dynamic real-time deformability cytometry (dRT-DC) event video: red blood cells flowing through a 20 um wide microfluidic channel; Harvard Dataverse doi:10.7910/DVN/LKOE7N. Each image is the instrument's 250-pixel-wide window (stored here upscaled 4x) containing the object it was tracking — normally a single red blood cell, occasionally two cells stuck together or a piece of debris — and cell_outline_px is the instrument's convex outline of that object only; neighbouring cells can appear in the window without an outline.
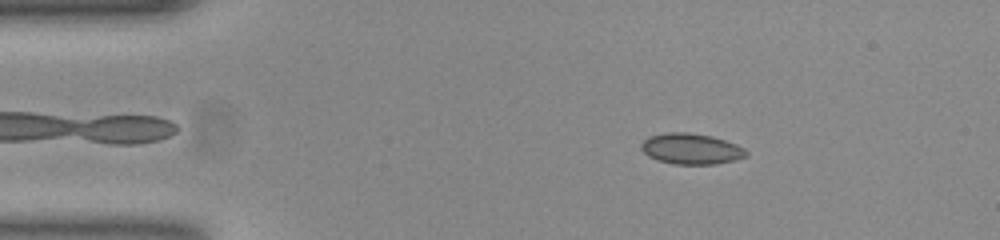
{"species": "common noctule bat (a hibernating species)", "species_latin": "Nyctalus noctula", "temperature_condition": "room temperature", "stored_images_in_passage": 52, "camera_frame_rate_fps": 3000, "um_per_image_px": 0.085, "animal": {"sex": "female", "body_mass_g": 23.0, "forearm_length_mm": 53.4}, "frame": {"image": 1, "passage_image": 8, "time_ms": 2.333, "image_size_px": [1000, 240], "cell_outline_px": [[748, 152], [744, 156], [732, 160], [716, 164], [676, 164], [660, 160], [648, 156], [640, 148], [640, 144], [648, 136], [668, 132], [688, 132], [712, 136], [736, 144], [744, 148]], "centroid_in_image_um": [58.71, 12.63], "position_along_channel_um": 26.3, "area_um2": 18.67}}
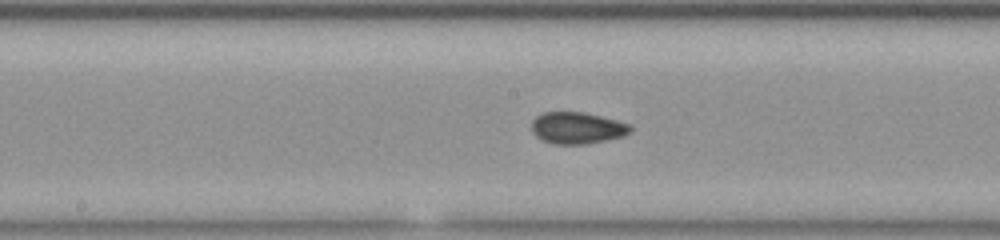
{"frame": {"image": 2, "passage_image": 26, "time_ms": 8.333, "image_size_px": [1000, 240], "cell_outline_px": [[632, 132], [624, 136], [608, 140], [588, 144], [552, 144], [536, 136], [532, 132], [532, 120], [536, 116], [544, 112], [584, 112], [632, 124]], "centroid_in_image_um": [49.1, 10.88], "position_along_channel_um": 199.1, "area_um2": 18.44}}
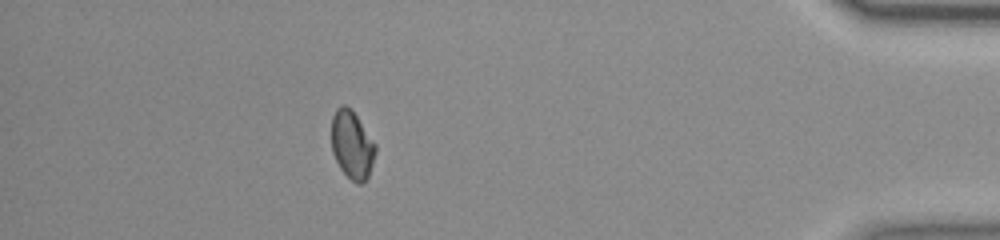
{"frame": {"image": 3, "passage_image": 46, "time_ms": 15.0, "image_size_px": [1000, 240], "cell_outline_px": [[376, 152], [368, 176], [360, 184], [356, 184], [340, 168], [332, 152], [332, 116], [336, 108], [344, 104], [352, 108], [376, 144]], "centroid_in_image_um": [29.92, 12.27], "position_along_channel_um": 405.3, "area_um2": 17.46}, "authors_computed_cell_mechanics": {"area_um2": 17.7157, "velocity_mm_per_s": 3.8808, "shape_relaxation_time_tau1_ms": 4.2785, "shape_relaxation_time_tau2_ms": 1.6179, "deformation_change_tau1": 0.0771, "deformation_change_tau2": 0.0359}}